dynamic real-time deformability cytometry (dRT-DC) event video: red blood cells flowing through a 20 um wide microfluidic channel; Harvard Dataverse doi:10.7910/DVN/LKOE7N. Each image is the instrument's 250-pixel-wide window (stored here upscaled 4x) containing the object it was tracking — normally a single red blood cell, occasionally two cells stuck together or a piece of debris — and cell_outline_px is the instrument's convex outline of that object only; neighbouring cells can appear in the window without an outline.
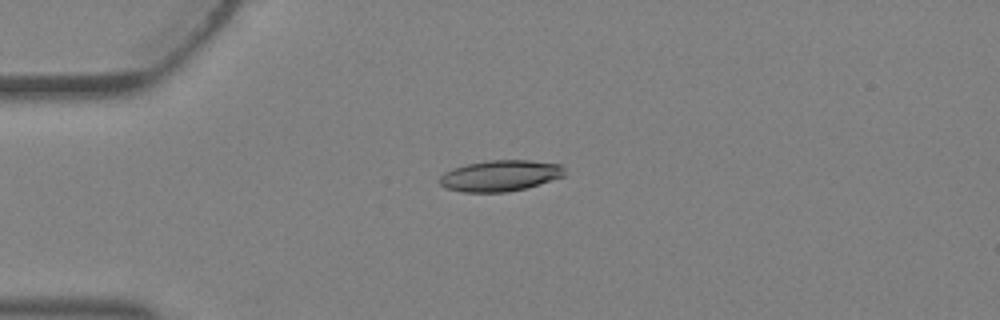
{"species": "Egyptian fruit bat (a non-hibernating species)", "species_latin": "Rousettus aegyptiacus", "temperature_condition": "warm", "stored_images_in_passage": 2, "camera_frame_rate_fps": 3000, "um_per_image_px": 0.085, "animal": {"sex": "female"}, "frame": {"image": 1, "passage_image": 1, "time_ms": 0.0, "image_size_px": [1000, 320], "cell_outline_px": [[564, 176], [524, 188], [508, 192], [464, 192], [444, 188], [440, 184], [440, 176], [444, 172], [468, 164], [488, 160], [528, 160], [560, 164], [564, 168]], "centroid_in_image_um": [42.5, 14.93], "position_along_channel_um": 42.5, "area_um2": 22.37}}
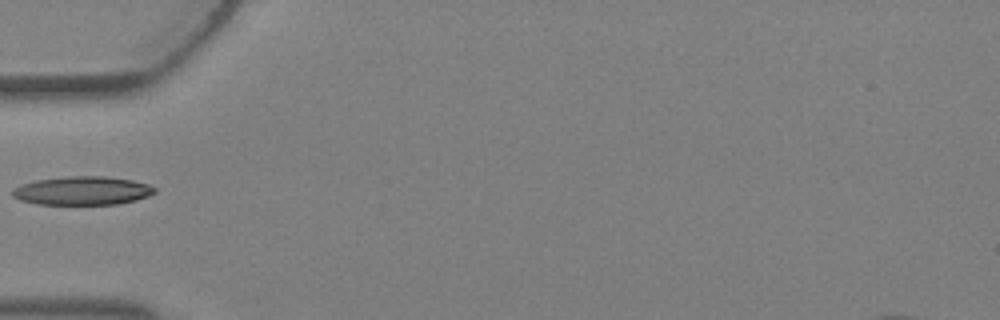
{"frame": {"image": 2, "passage_image": 2, "time_ms": 0.333, "image_size_px": [1000, 320], "cell_outline_px": [[156, 192], [148, 196], [136, 200], [120, 204], [36, 204], [20, 200], [12, 196], [12, 188], [20, 184], [36, 180], [68, 176], [104, 176], [132, 180], [152, 184], [156, 188]], "centroid_in_image_um": [7.02, 16.2], "position_along_channel_um": 78.0, "area_um2": 23.93}}